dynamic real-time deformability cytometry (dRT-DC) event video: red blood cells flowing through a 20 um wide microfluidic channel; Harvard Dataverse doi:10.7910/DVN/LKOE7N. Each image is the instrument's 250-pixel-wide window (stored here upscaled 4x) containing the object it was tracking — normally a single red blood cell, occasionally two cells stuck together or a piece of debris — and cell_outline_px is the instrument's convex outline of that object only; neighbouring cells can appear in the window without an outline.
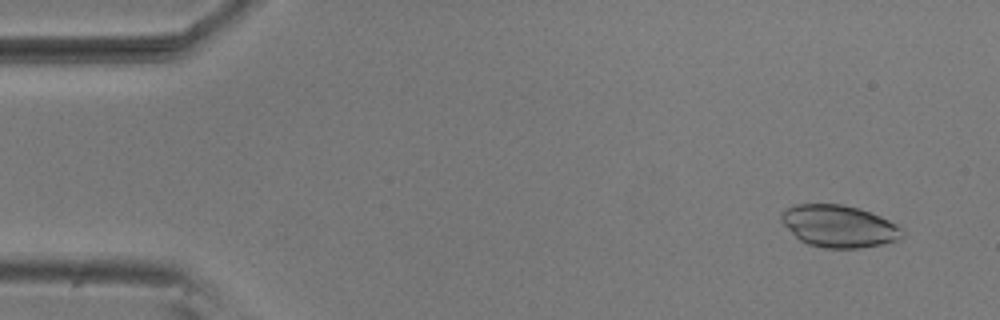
{"species": "common noctule bat (a hibernating species)", "species_latin": "Nyctalus noctula", "temperature_condition": "room temperature", "stored_images_in_passage": 54, "camera_frame_rate_fps": 3000, "um_per_image_px": 0.085, "animal": {"sex": "male", "body_mass_g": 20.5, "forearm_length_mm": 52.5}, "frame": {"image": 1, "passage_image": 4, "time_ms": 1.0, "image_size_px": [1000, 320], "cell_outline_px": [[904, 236], [900, 240], [884, 244], [860, 248], [824, 248], [808, 244], [800, 240], [780, 220], [780, 212], [796, 204], [840, 204], [856, 208], [880, 216], [900, 224], [904, 228]], "centroid_in_image_um": [71.37, 19.24], "position_along_channel_um": 13.6, "area_um2": 29.88}}
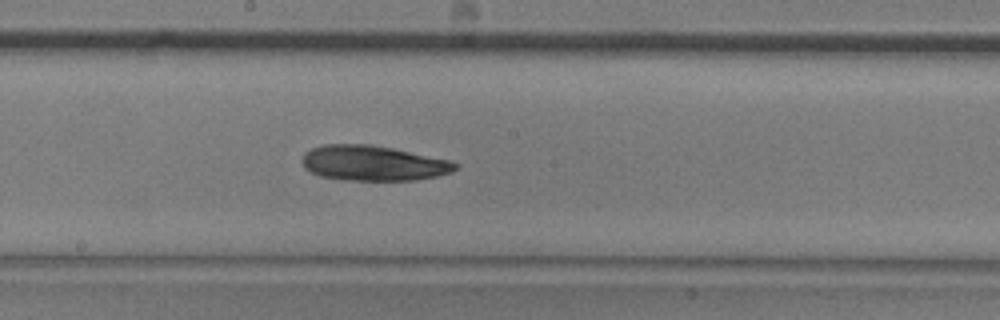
{"frame": {"image": 2, "passage_image": 29, "time_ms": 9.333, "image_size_px": [1000, 320], "cell_outline_px": [[460, 164], [452, 172], [436, 176], [416, 180], [348, 180], [320, 176], [304, 168], [300, 160], [304, 152], [312, 148], [324, 144], [372, 144], [452, 160]], "centroid_in_image_um": [31.72, 13.86], "position_along_channel_um": 216.5, "area_um2": 31.62}}
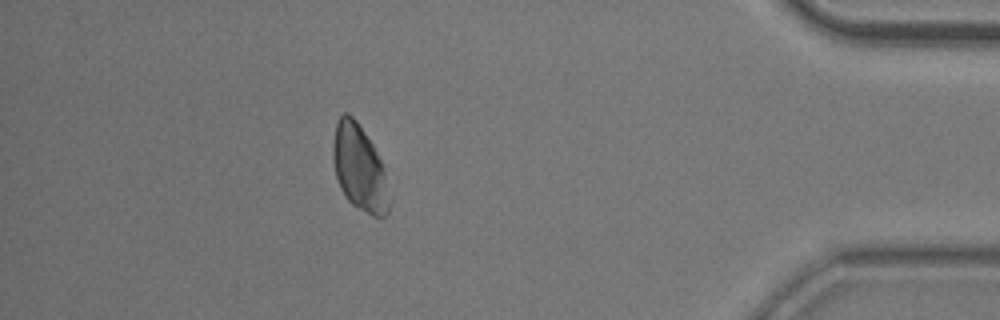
{"frame": {"image": 3, "passage_image": 48, "time_ms": 15.667, "image_size_px": [1000, 320], "cell_outline_px": [[388, 212], [384, 216], [372, 216], [352, 204], [344, 196], [340, 188], [336, 176], [332, 160], [332, 144], [336, 124], [340, 116], [344, 112], [348, 112], [356, 120], [372, 144], [384, 168], [388, 204]], "centroid_in_image_um": [30.5, 14.25], "position_along_channel_um": 404.7, "area_um2": 27.74}}